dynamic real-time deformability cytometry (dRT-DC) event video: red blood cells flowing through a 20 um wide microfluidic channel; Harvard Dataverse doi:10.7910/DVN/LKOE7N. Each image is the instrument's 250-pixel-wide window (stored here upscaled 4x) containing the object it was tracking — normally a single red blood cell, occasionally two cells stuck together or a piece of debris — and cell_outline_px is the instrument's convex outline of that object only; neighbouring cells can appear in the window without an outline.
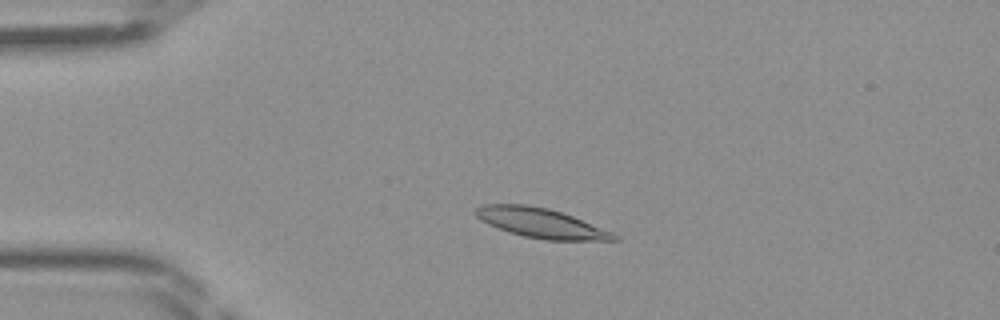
{"species": "Egyptian fruit bat (a non-hibernating species)", "species_latin": "Rousettus aegyptiacus", "temperature_condition": "room temperature", "stored_images_in_passage": 37, "camera_frame_rate_fps": 3000, "um_per_image_px": 0.085, "frame": {"image": 1, "passage_image": 2, "time_ms": 0.333, "image_size_px": [1000, 320], "cell_outline_px": [[620, 240], [548, 240], [524, 236], [508, 232], [488, 224], [480, 220], [472, 212], [480, 204], [524, 204], [548, 208], [572, 216], [612, 232], [620, 236]], "centroid_in_image_um": [45.94, 18.95], "position_along_channel_um": 39.1, "area_um2": 23.81}}
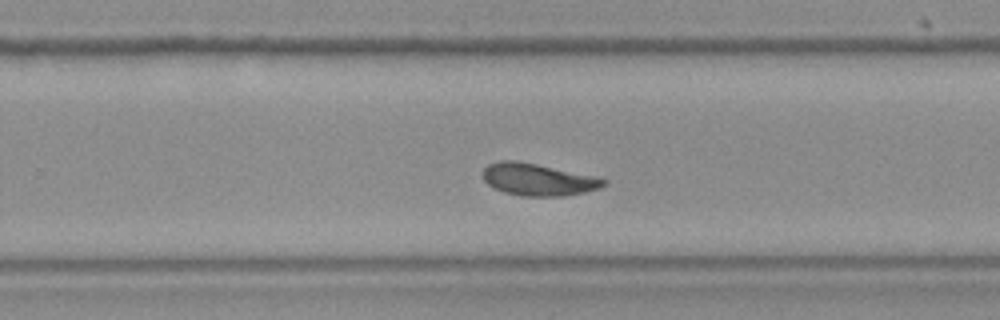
{"frame": {"image": 2, "passage_image": 21, "time_ms": 6.667, "image_size_px": [1000, 320], "cell_outline_px": [[608, 180], [600, 188], [584, 192], [564, 196], [520, 196], [504, 192], [488, 184], [484, 180], [484, 168], [488, 164], [496, 160], [516, 160], [596, 176]], "centroid_in_image_um": [45.73, 15.25], "position_along_channel_um": 284.1, "area_um2": 22.54}}
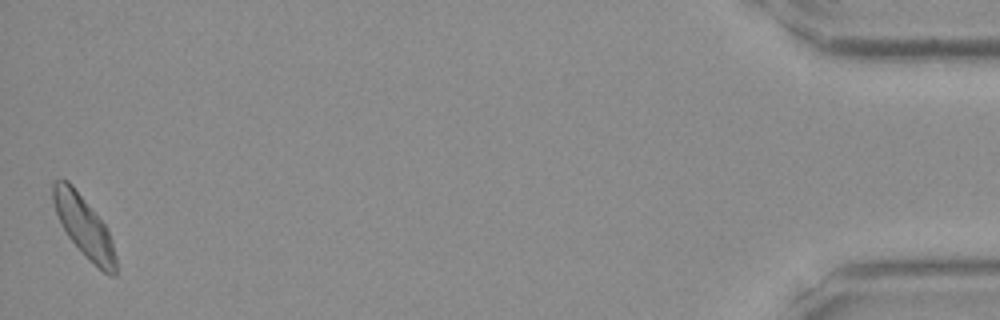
{"frame": {"image": 3, "passage_image": 37, "time_ms": 12.0, "image_size_px": [1000, 320], "cell_outline_px": [[116, 276], [108, 276], [68, 236], [56, 212], [52, 200], [52, 184], [56, 180], [68, 180], [72, 184], [108, 228], [112, 240], [116, 256]], "centroid_in_image_um": [7.16, 19.21], "position_along_channel_um": 428.0, "area_um2": 21.68}}